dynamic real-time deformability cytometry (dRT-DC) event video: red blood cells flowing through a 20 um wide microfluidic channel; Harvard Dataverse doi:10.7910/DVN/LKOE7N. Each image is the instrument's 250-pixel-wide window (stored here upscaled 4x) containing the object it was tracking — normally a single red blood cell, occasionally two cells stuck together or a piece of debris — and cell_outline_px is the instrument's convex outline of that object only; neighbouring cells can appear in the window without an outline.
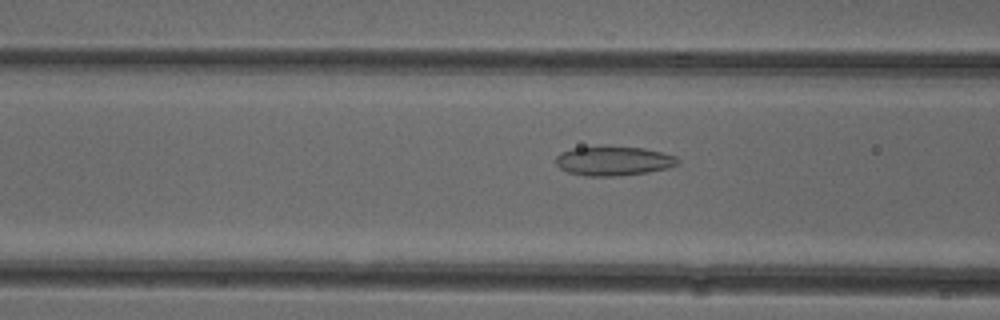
{"species": "common noctule bat (a hibernating species)", "species_latin": "Nyctalus noctula", "temperature_condition": "cold", "stored_images_in_passage": 52, "camera_frame_rate_fps": 3000, "um_per_image_px": 0.085, "animal": {"sex": "female"}, "frame": {"image": 1, "passage_image": 20, "time_ms": 6.333, "image_size_px": [1000, 320], "cell_outline_px": [[680, 164], [668, 168], [648, 172], [616, 176], [588, 176], [568, 172], [560, 168], [556, 164], [556, 156], [560, 152], [572, 148], [600, 144], [644, 148], [676, 156], [680, 160]], "centroid_in_image_um": [52.14, 13.64], "position_along_channel_um": 114.5, "area_um2": 21.44}}
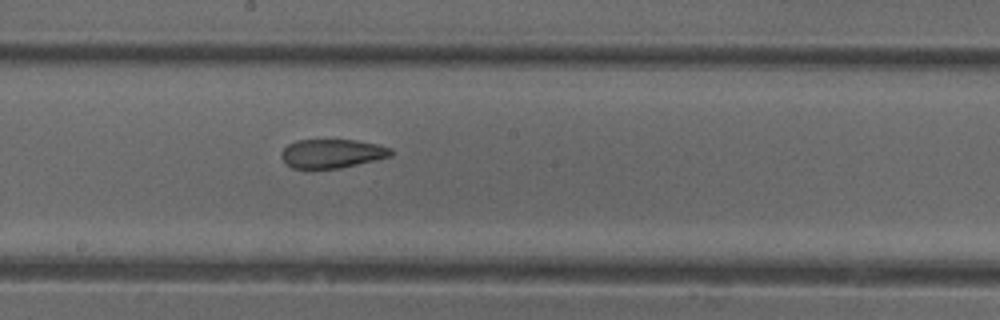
{"frame": {"image": 2, "passage_image": 28, "time_ms": 9.0, "image_size_px": [1000, 320], "cell_outline_px": [[392, 156], [376, 160], [340, 168], [292, 168], [280, 156], [280, 152], [288, 144], [296, 140], [356, 140], [376, 144], [392, 148]], "centroid_in_image_um": [28.23, 13.04], "position_along_channel_um": 220.0, "area_um2": 18.38}}
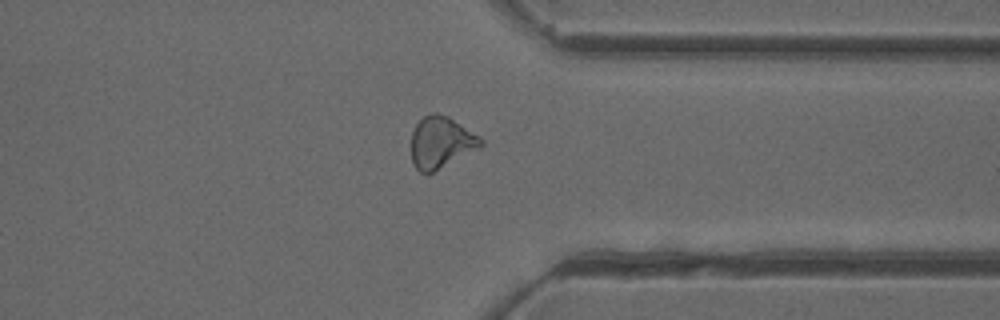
{"frame": {"image": 3, "passage_image": 40, "time_ms": 13.0, "image_size_px": [1000, 320], "cell_outline_px": [[484, 144], [480, 148], [432, 172], [420, 172], [412, 164], [412, 132], [416, 124], [424, 116], [432, 112], [436, 112], [448, 116], [480, 136], [484, 140]], "centroid_in_image_um": [37.5, 12.08], "position_along_channel_um": 373.9, "area_um2": 20.87}, "authors_computed_cell_mechanics": {"area_um2": 21.0392, "velocity_mm_per_s": 3.9484, "shape_relaxation_time_tau1_ms": 7.1301, "shape_relaxation_time_tau2_ms": 2.4226, "deformation_change_tau1": 0.1414, "deformation_change_tau2": 0.1033}}